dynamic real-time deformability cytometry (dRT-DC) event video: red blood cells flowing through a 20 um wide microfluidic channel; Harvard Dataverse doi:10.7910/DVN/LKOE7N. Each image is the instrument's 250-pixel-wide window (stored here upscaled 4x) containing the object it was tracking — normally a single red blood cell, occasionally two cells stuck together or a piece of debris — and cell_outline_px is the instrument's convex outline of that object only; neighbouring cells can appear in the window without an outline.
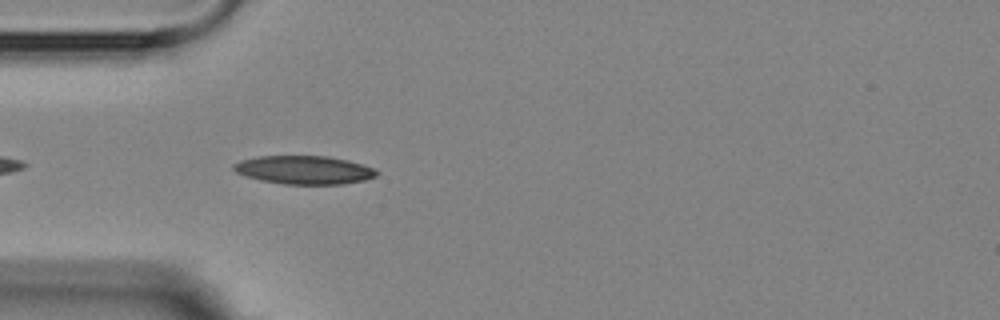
{"species": "Egyptian fruit bat (a non-hibernating species)", "species_latin": "Rousettus aegyptiacus", "temperature_condition": "room temperature", "stored_images_in_passage": 4, "camera_frame_rate_fps": 3000, "um_per_image_px": 0.085, "animal": {"sex": "female"}, "frame": {"image": 1, "passage_image": 4, "time_ms": 3.333, "image_size_px": [1000, 320], "cell_outline_px": [[380, 172], [376, 176], [364, 180], [344, 184], [284, 184], [260, 180], [236, 172], [232, 168], [232, 164], [240, 160], [256, 156], [328, 156], [348, 160], [372, 168]], "centroid_in_image_um": [25.83, 14.44], "position_along_channel_um": 59.2, "area_um2": 23.64}}